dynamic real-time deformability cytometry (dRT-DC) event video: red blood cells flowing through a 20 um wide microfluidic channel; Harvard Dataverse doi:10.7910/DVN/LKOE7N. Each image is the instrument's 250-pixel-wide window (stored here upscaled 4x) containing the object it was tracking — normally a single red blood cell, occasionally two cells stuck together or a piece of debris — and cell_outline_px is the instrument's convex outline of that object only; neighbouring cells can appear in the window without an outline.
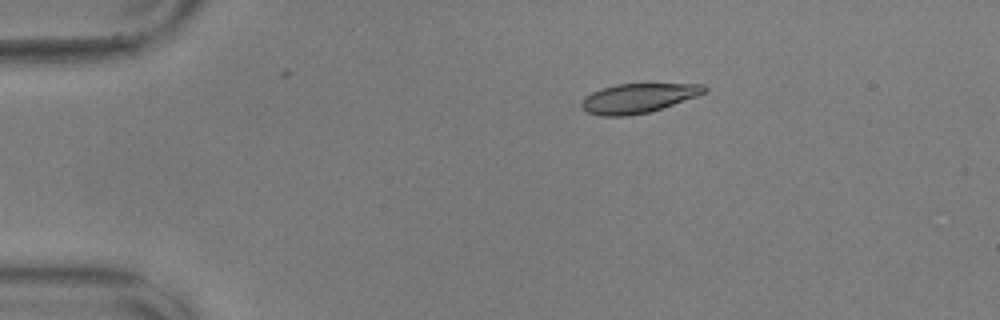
{"species": "common noctule bat (a hibernating species)", "species_latin": "Nyctalus noctula", "temperature_condition": "warm", "stored_images_in_passage": 48, "camera_frame_rate_fps": 3000, "um_per_image_px": 0.085, "animal": {"sex": "male", "body_mass_g": 17.9, "forearm_length_mm": 54.2}, "frame": {"image": 1, "passage_image": 2, "time_ms": 0.333, "image_size_px": [1000, 320], "cell_outline_px": [[708, 88], [704, 92], [696, 96], [648, 112], [628, 116], [600, 116], [588, 112], [580, 104], [584, 96], [592, 92], [616, 84], [704, 84]], "centroid_in_image_um": [54.2, 8.34], "position_along_channel_um": 30.8, "area_um2": 20.69}}
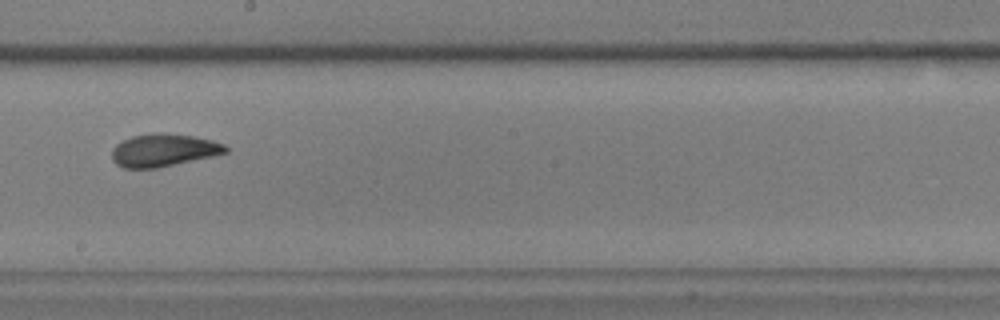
{"frame": {"image": 2, "passage_image": 24, "time_ms": 7.667, "image_size_px": [1000, 320], "cell_outline_px": [[228, 152], [212, 156], [156, 168], [124, 168], [116, 164], [112, 160], [112, 148], [116, 144], [132, 136], [156, 132], [160, 132], [192, 136], [212, 140], [224, 144], [228, 148]], "centroid_in_image_um": [13.88, 12.76], "position_along_channel_um": 234.3, "area_um2": 21.56}}
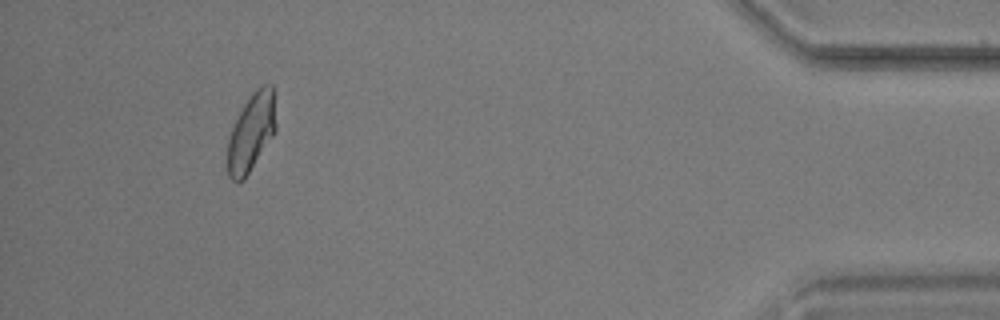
{"frame": {"image": 3, "passage_image": 44, "time_ms": 14.333, "image_size_px": [1000, 320], "cell_outline_px": [[276, 132], [244, 180], [232, 180], [228, 176], [228, 140], [232, 128], [248, 96], [256, 88], [264, 84], [272, 84], [276, 124]], "centroid_in_image_um": [21.38, 11.23], "position_along_channel_um": 413.8, "area_um2": 21.85}, "authors_computed_cell_mechanics": {"area_um2": 21.8484, "velocity_mm_per_s": 3.5611, "shape_relaxation_time_tau1_ms": 4.2391, "shape_relaxation_time_tau2_ms": 1.6951, "deformation_change_tau1": 0.1513, "deformation_change_tau2": 0.0764}}